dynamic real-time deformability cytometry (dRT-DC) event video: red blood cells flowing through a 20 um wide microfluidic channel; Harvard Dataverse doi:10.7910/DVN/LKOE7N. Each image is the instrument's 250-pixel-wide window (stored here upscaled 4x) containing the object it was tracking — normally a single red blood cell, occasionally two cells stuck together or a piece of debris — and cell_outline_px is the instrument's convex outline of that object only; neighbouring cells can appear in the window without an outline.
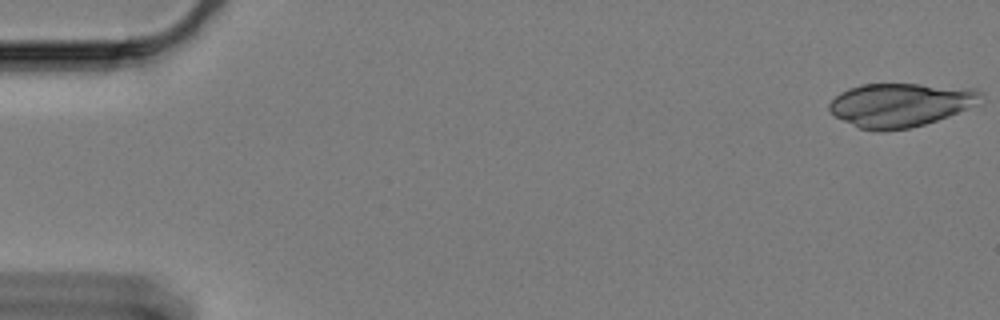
{"species": "Egyptian fruit bat (a non-hibernating species)", "species_latin": "Rousettus aegyptiacus", "temperature_condition": "cold", "stored_images_in_passage": 17, "camera_frame_rate_fps": 3000, "um_per_image_px": 0.085, "animal": {"sex": "female"}, "frame": {"image": 1, "passage_image": 1, "time_ms": 0.0, "image_size_px": [1000, 320], "cell_outline_px": [[980, 92], [964, 108], [948, 116], [924, 124], [908, 128], [860, 128], [836, 116], [828, 108], [828, 104], [840, 92], [848, 88], [860, 84], [920, 84], [972, 88]], "centroid_in_image_um": [76.4, 8.87], "position_along_channel_um": 8.6, "area_um2": 36.82}}